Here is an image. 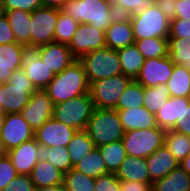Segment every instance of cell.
I'll list each match as a JSON object with an SVG mask.
<instances>
[{"instance_id": "obj_58", "label": "cell", "mask_w": 190, "mask_h": 191, "mask_svg": "<svg viewBox=\"0 0 190 191\" xmlns=\"http://www.w3.org/2000/svg\"><path fill=\"white\" fill-rule=\"evenodd\" d=\"M5 116H6V114L3 111H0V133H1L3 123H4Z\"/></svg>"}, {"instance_id": "obj_10", "label": "cell", "mask_w": 190, "mask_h": 191, "mask_svg": "<svg viewBox=\"0 0 190 191\" xmlns=\"http://www.w3.org/2000/svg\"><path fill=\"white\" fill-rule=\"evenodd\" d=\"M21 68L37 90H44L55 76L40 59V48L35 45H24Z\"/></svg>"}, {"instance_id": "obj_38", "label": "cell", "mask_w": 190, "mask_h": 191, "mask_svg": "<svg viewBox=\"0 0 190 191\" xmlns=\"http://www.w3.org/2000/svg\"><path fill=\"white\" fill-rule=\"evenodd\" d=\"M144 87L133 80L118 99L117 106L114 110H125L143 106Z\"/></svg>"}, {"instance_id": "obj_7", "label": "cell", "mask_w": 190, "mask_h": 191, "mask_svg": "<svg viewBox=\"0 0 190 191\" xmlns=\"http://www.w3.org/2000/svg\"><path fill=\"white\" fill-rule=\"evenodd\" d=\"M133 80L120 74L99 79L89 85V93L94 108L114 110L118 99Z\"/></svg>"}, {"instance_id": "obj_30", "label": "cell", "mask_w": 190, "mask_h": 191, "mask_svg": "<svg viewBox=\"0 0 190 191\" xmlns=\"http://www.w3.org/2000/svg\"><path fill=\"white\" fill-rule=\"evenodd\" d=\"M166 85L171 97L190 98V71L183 65L174 64L172 75Z\"/></svg>"}, {"instance_id": "obj_35", "label": "cell", "mask_w": 190, "mask_h": 191, "mask_svg": "<svg viewBox=\"0 0 190 191\" xmlns=\"http://www.w3.org/2000/svg\"><path fill=\"white\" fill-rule=\"evenodd\" d=\"M171 97L166 84H159L154 87H144V103L150 112L156 114L161 109L168 99Z\"/></svg>"}, {"instance_id": "obj_19", "label": "cell", "mask_w": 190, "mask_h": 191, "mask_svg": "<svg viewBox=\"0 0 190 191\" xmlns=\"http://www.w3.org/2000/svg\"><path fill=\"white\" fill-rule=\"evenodd\" d=\"M146 163L152 183L179 167V162L165 145L146 157Z\"/></svg>"}, {"instance_id": "obj_21", "label": "cell", "mask_w": 190, "mask_h": 191, "mask_svg": "<svg viewBox=\"0 0 190 191\" xmlns=\"http://www.w3.org/2000/svg\"><path fill=\"white\" fill-rule=\"evenodd\" d=\"M20 43L0 44V84L7 83L12 73L22 66V51Z\"/></svg>"}, {"instance_id": "obj_18", "label": "cell", "mask_w": 190, "mask_h": 191, "mask_svg": "<svg viewBox=\"0 0 190 191\" xmlns=\"http://www.w3.org/2000/svg\"><path fill=\"white\" fill-rule=\"evenodd\" d=\"M107 48L118 50L135 43L129 16H117L105 31Z\"/></svg>"}, {"instance_id": "obj_28", "label": "cell", "mask_w": 190, "mask_h": 191, "mask_svg": "<svg viewBox=\"0 0 190 191\" xmlns=\"http://www.w3.org/2000/svg\"><path fill=\"white\" fill-rule=\"evenodd\" d=\"M96 4L97 0H68L61 8V11L80 24H91Z\"/></svg>"}, {"instance_id": "obj_14", "label": "cell", "mask_w": 190, "mask_h": 191, "mask_svg": "<svg viewBox=\"0 0 190 191\" xmlns=\"http://www.w3.org/2000/svg\"><path fill=\"white\" fill-rule=\"evenodd\" d=\"M54 103L45 90L31 94L29 103L22 109L23 118L36 131L45 121L53 117Z\"/></svg>"}, {"instance_id": "obj_45", "label": "cell", "mask_w": 190, "mask_h": 191, "mask_svg": "<svg viewBox=\"0 0 190 191\" xmlns=\"http://www.w3.org/2000/svg\"><path fill=\"white\" fill-rule=\"evenodd\" d=\"M95 191H121L120 180L115 173H108L95 179Z\"/></svg>"}, {"instance_id": "obj_8", "label": "cell", "mask_w": 190, "mask_h": 191, "mask_svg": "<svg viewBox=\"0 0 190 191\" xmlns=\"http://www.w3.org/2000/svg\"><path fill=\"white\" fill-rule=\"evenodd\" d=\"M4 85L8 90L4 99L5 114L21 113L29 103L31 94L37 90L22 68L14 71Z\"/></svg>"}, {"instance_id": "obj_13", "label": "cell", "mask_w": 190, "mask_h": 191, "mask_svg": "<svg viewBox=\"0 0 190 191\" xmlns=\"http://www.w3.org/2000/svg\"><path fill=\"white\" fill-rule=\"evenodd\" d=\"M76 131V129L50 118L34 132V138L42 148L63 147L68 146Z\"/></svg>"}, {"instance_id": "obj_40", "label": "cell", "mask_w": 190, "mask_h": 191, "mask_svg": "<svg viewBox=\"0 0 190 191\" xmlns=\"http://www.w3.org/2000/svg\"><path fill=\"white\" fill-rule=\"evenodd\" d=\"M65 191H95V179L72 168L64 174Z\"/></svg>"}, {"instance_id": "obj_39", "label": "cell", "mask_w": 190, "mask_h": 191, "mask_svg": "<svg viewBox=\"0 0 190 191\" xmlns=\"http://www.w3.org/2000/svg\"><path fill=\"white\" fill-rule=\"evenodd\" d=\"M79 24L80 23L75 21L71 16L67 15L61 11V9H59L54 41L69 45L75 32L77 31Z\"/></svg>"}, {"instance_id": "obj_5", "label": "cell", "mask_w": 190, "mask_h": 191, "mask_svg": "<svg viewBox=\"0 0 190 191\" xmlns=\"http://www.w3.org/2000/svg\"><path fill=\"white\" fill-rule=\"evenodd\" d=\"M94 110L90 93L54 105L53 117L76 130H85Z\"/></svg>"}, {"instance_id": "obj_49", "label": "cell", "mask_w": 190, "mask_h": 191, "mask_svg": "<svg viewBox=\"0 0 190 191\" xmlns=\"http://www.w3.org/2000/svg\"><path fill=\"white\" fill-rule=\"evenodd\" d=\"M17 43L15 35L10 27L8 18L0 19V44Z\"/></svg>"}, {"instance_id": "obj_41", "label": "cell", "mask_w": 190, "mask_h": 191, "mask_svg": "<svg viewBox=\"0 0 190 191\" xmlns=\"http://www.w3.org/2000/svg\"><path fill=\"white\" fill-rule=\"evenodd\" d=\"M116 17L117 13L111 1L97 0V4L94 6L93 21L90 25L106 31Z\"/></svg>"}, {"instance_id": "obj_47", "label": "cell", "mask_w": 190, "mask_h": 191, "mask_svg": "<svg viewBox=\"0 0 190 191\" xmlns=\"http://www.w3.org/2000/svg\"><path fill=\"white\" fill-rule=\"evenodd\" d=\"M168 38H190V20L173 19L170 21Z\"/></svg>"}, {"instance_id": "obj_11", "label": "cell", "mask_w": 190, "mask_h": 191, "mask_svg": "<svg viewBox=\"0 0 190 191\" xmlns=\"http://www.w3.org/2000/svg\"><path fill=\"white\" fill-rule=\"evenodd\" d=\"M34 130L21 113H8L0 133V142L6 152L34 138Z\"/></svg>"}, {"instance_id": "obj_20", "label": "cell", "mask_w": 190, "mask_h": 191, "mask_svg": "<svg viewBox=\"0 0 190 191\" xmlns=\"http://www.w3.org/2000/svg\"><path fill=\"white\" fill-rule=\"evenodd\" d=\"M117 113L125 132L158 127L155 114L144 106L117 110Z\"/></svg>"}, {"instance_id": "obj_50", "label": "cell", "mask_w": 190, "mask_h": 191, "mask_svg": "<svg viewBox=\"0 0 190 191\" xmlns=\"http://www.w3.org/2000/svg\"><path fill=\"white\" fill-rule=\"evenodd\" d=\"M176 1L177 0H154V3L171 21L176 18Z\"/></svg>"}, {"instance_id": "obj_42", "label": "cell", "mask_w": 190, "mask_h": 191, "mask_svg": "<svg viewBox=\"0 0 190 191\" xmlns=\"http://www.w3.org/2000/svg\"><path fill=\"white\" fill-rule=\"evenodd\" d=\"M117 16H130L141 10H147L154 0H112Z\"/></svg>"}, {"instance_id": "obj_22", "label": "cell", "mask_w": 190, "mask_h": 191, "mask_svg": "<svg viewBox=\"0 0 190 191\" xmlns=\"http://www.w3.org/2000/svg\"><path fill=\"white\" fill-rule=\"evenodd\" d=\"M115 174L120 181H136L152 184L147 170L146 158L126 156Z\"/></svg>"}, {"instance_id": "obj_2", "label": "cell", "mask_w": 190, "mask_h": 191, "mask_svg": "<svg viewBox=\"0 0 190 191\" xmlns=\"http://www.w3.org/2000/svg\"><path fill=\"white\" fill-rule=\"evenodd\" d=\"M85 131L95 147L122 140L124 129L117 110L94 108Z\"/></svg>"}, {"instance_id": "obj_33", "label": "cell", "mask_w": 190, "mask_h": 191, "mask_svg": "<svg viewBox=\"0 0 190 191\" xmlns=\"http://www.w3.org/2000/svg\"><path fill=\"white\" fill-rule=\"evenodd\" d=\"M110 173H116L125 159L126 150L122 140L97 147Z\"/></svg>"}, {"instance_id": "obj_29", "label": "cell", "mask_w": 190, "mask_h": 191, "mask_svg": "<svg viewBox=\"0 0 190 191\" xmlns=\"http://www.w3.org/2000/svg\"><path fill=\"white\" fill-rule=\"evenodd\" d=\"M74 169L93 179L110 173L107 170L104 159L97 147H95L91 153H88L83 159L77 162L74 165Z\"/></svg>"}, {"instance_id": "obj_59", "label": "cell", "mask_w": 190, "mask_h": 191, "mask_svg": "<svg viewBox=\"0 0 190 191\" xmlns=\"http://www.w3.org/2000/svg\"><path fill=\"white\" fill-rule=\"evenodd\" d=\"M7 154L5 151L3 144L0 142V158L4 157Z\"/></svg>"}, {"instance_id": "obj_37", "label": "cell", "mask_w": 190, "mask_h": 191, "mask_svg": "<svg viewBox=\"0 0 190 191\" xmlns=\"http://www.w3.org/2000/svg\"><path fill=\"white\" fill-rule=\"evenodd\" d=\"M169 56L173 64L190 71V38H168Z\"/></svg>"}, {"instance_id": "obj_26", "label": "cell", "mask_w": 190, "mask_h": 191, "mask_svg": "<svg viewBox=\"0 0 190 191\" xmlns=\"http://www.w3.org/2000/svg\"><path fill=\"white\" fill-rule=\"evenodd\" d=\"M151 191H190V175L180 166L151 184Z\"/></svg>"}, {"instance_id": "obj_34", "label": "cell", "mask_w": 190, "mask_h": 191, "mask_svg": "<svg viewBox=\"0 0 190 191\" xmlns=\"http://www.w3.org/2000/svg\"><path fill=\"white\" fill-rule=\"evenodd\" d=\"M164 145L179 163L190 154V137L172 130L165 131Z\"/></svg>"}, {"instance_id": "obj_16", "label": "cell", "mask_w": 190, "mask_h": 191, "mask_svg": "<svg viewBox=\"0 0 190 191\" xmlns=\"http://www.w3.org/2000/svg\"><path fill=\"white\" fill-rule=\"evenodd\" d=\"M7 155L18 174L29 175L42 158V147L33 138L11 149L7 152Z\"/></svg>"}, {"instance_id": "obj_4", "label": "cell", "mask_w": 190, "mask_h": 191, "mask_svg": "<svg viewBox=\"0 0 190 191\" xmlns=\"http://www.w3.org/2000/svg\"><path fill=\"white\" fill-rule=\"evenodd\" d=\"M129 17L135 40L169 37L170 20L155 3L147 10H141Z\"/></svg>"}, {"instance_id": "obj_23", "label": "cell", "mask_w": 190, "mask_h": 191, "mask_svg": "<svg viewBox=\"0 0 190 191\" xmlns=\"http://www.w3.org/2000/svg\"><path fill=\"white\" fill-rule=\"evenodd\" d=\"M29 176L36 188L63 185L64 174L44 158L37 162Z\"/></svg>"}, {"instance_id": "obj_55", "label": "cell", "mask_w": 190, "mask_h": 191, "mask_svg": "<svg viewBox=\"0 0 190 191\" xmlns=\"http://www.w3.org/2000/svg\"><path fill=\"white\" fill-rule=\"evenodd\" d=\"M36 191H65V189L63 185H53L37 188Z\"/></svg>"}, {"instance_id": "obj_15", "label": "cell", "mask_w": 190, "mask_h": 191, "mask_svg": "<svg viewBox=\"0 0 190 191\" xmlns=\"http://www.w3.org/2000/svg\"><path fill=\"white\" fill-rule=\"evenodd\" d=\"M174 64L170 56L146 59L141 67L136 82L143 87H154L166 84L172 75Z\"/></svg>"}, {"instance_id": "obj_54", "label": "cell", "mask_w": 190, "mask_h": 191, "mask_svg": "<svg viewBox=\"0 0 190 191\" xmlns=\"http://www.w3.org/2000/svg\"><path fill=\"white\" fill-rule=\"evenodd\" d=\"M8 93L4 84H0V111L4 112V99Z\"/></svg>"}, {"instance_id": "obj_12", "label": "cell", "mask_w": 190, "mask_h": 191, "mask_svg": "<svg viewBox=\"0 0 190 191\" xmlns=\"http://www.w3.org/2000/svg\"><path fill=\"white\" fill-rule=\"evenodd\" d=\"M105 47V31L90 24H79L68 45L69 50L77 60L89 52Z\"/></svg>"}, {"instance_id": "obj_56", "label": "cell", "mask_w": 190, "mask_h": 191, "mask_svg": "<svg viewBox=\"0 0 190 191\" xmlns=\"http://www.w3.org/2000/svg\"><path fill=\"white\" fill-rule=\"evenodd\" d=\"M179 166L190 175V154L179 163Z\"/></svg>"}, {"instance_id": "obj_31", "label": "cell", "mask_w": 190, "mask_h": 191, "mask_svg": "<svg viewBox=\"0 0 190 191\" xmlns=\"http://www.w3.org/2000/svg\"><path fill=\"white\" fill-rule=\"evenodd\" d=\"M139 52L144 59L164 58L169 55L168 38H145L135 40Z\"/></svg>"}, {"instance_id": "obj_48", "label": "cell", "mask_w": 190, "mask_h": 191, "mask_svg": "<svg viewBox=\"0 0 190 191\" xmlns=\"http://www.w3.org/2000/svg\"><path fill=\"white\" fill-rule=\"evenodd\" d=\"M34 183L29 175L17 174L3 191H36Z\"/></svg>"}, {"instance_id": "obj_24", "label": "cell", "mask_w": 190, "mask_h": 191, "mask_svg": "<svg viewBox=\"0 0 190 191\" xmlns=\"http://www.w3.org/2000/svg\"><path fill=\"white\" fill-rule=\"evenodd\" d=\"M17 43L31 45V13L23 10L6 11Z\"/></svg>"}, {"instance_id": "obj_27", "label": "cell", "mask_w": 190, "mask_h": 191, "mask_svg": "<svg viewBox=\"0 0 190 191\" xmlns=\"http://www.w3.org/2000/svg\"><path fill=\"white\" fill-rule=\"evenodd\" d=\"M183 112V98L170 97L166 104L155 114L157 125L164 130H171Z\"/></svg>"}, {"instance_id": "obj_25", "label": "cell", "mask_w": 190, "mask_h": 191, "mask_svg": "<svg viewBox=\"0 0 190 191\" xmlns=\"http://www.w3.org/2000/svg\"><path fill=\"white\" fill-rule=\"evenodd\" d=\"M120 59L122 74L132 80H136L141 67L144 64V57L134 44L117 50Z\"/></svg>"}, {"instance_id": "obj_46", "label": "cell", "mask_w": 190, "mask_h": 191, "mask_svg": "<svg viewBox=\"0 0 190 191\" xmlns=\"http://www.w3.org/2000/svg\"><path fill=\"white\" fill-rule=\"evenodd\" d=\"M5 11L23 10L32 13L35 9L43 6L41 0H2Z\"/></svg>"}, {"instance_id": "obj_6", "label": "cell", "mask_w": 190, "mask_h": 191, "mask_svg": "<svg viewBox=\"0 0 190 191\" xmlns=\"http://www.w3.org/2000/svg\"><path fill=\"white\" fill-rule=\"evenodd\" d=\"M164 129L158 127L136 129L124 133L122 142L126 155L146 158L164 145Z\"/></svg>"}, {"instance_id": "obj_43", "label": "cell", "mask_w": 190, "mask_h": 191, "mask_svg": "<svg viewBox=\"0 0 190 191\" xmlns=\"http://www.w3.org/2000/svg\"><path fill=\"white\" fill-rule=\"evenodd\" d=\"M171 130L190 137V98L183 97V112Z\"/></svg>"}, {"instance_id": "obj_17", "label": "cell", "mask_w": 190, "mask_h": 191, "mask_svg": "<svg viewBox=\"0 0 190 191\" xmlns=\"http://www.w3.org/2000/svg\"><path fill=\"white\" fill-rule=\"evenodd\" d=\"M39 48L40 59L55 75L62 72L77 60L66 44L53 41L48 44L40 45Z\"/></svg>"}, {"instance_id": "obj_1", "label": "cell", "mask_w": 190, "mask_h": 191, "mask_svg": "<svg viewBox=\"0 0 190 191\" xmlns=\"http://www.w3.org/2000/svg\"><path fill=\"white\" fill-rule=\"evenodd\" d=\"M44 90L54 105L89 93V83L83 64L75 60L62 72L56 74Z\"/></svg>"}, {"instance_id": "obj_51", "label": "cell", "mask_w": 190, "mask_h": 191, "mask_svg": "<svg viewBox=\"0 0 190 191\" xmlns=\"http://www.w3.org/2000/svg\"><path fill=\"white\" fill-rule=\"evenodd\" d=\"M121 191H151L149 183L136 181H120Z\"/></svg>"}, {"instance_id": "obj_44", "label": "cell", "mask_w": 190, "mask_h": 191, "mask_svg": "<svg viewBox=\"0 0 190 191\" xmlns=\"http://www.w3.org/2000/svg\"><path fill=\"white\" fill-rule=\"evenodd\" d=\"M17 174L18 173L7 154L0 158V191H3Z\"/></svg>"}, {"instance_id": "obj_36", "label": "cell", "mask_w": 190, "mask_h": 191, "mask_svg": "<svg viewBox=\"0 0 190 191\" xmlns=\"http://www.w3.org/2000/svg\"><path fill=\"white\" fill-rule=\"evenodd\" d=\"M42 158L50 162L63 174L74 168L67 146H52L42 148Z\"/></svg>"}, {"instance_id": "obj_57", "label": "cell", "mask_w": 190, "mask_h": 191, "mask_svg": "<svg viewBox=\"0 0 190 191\" xmlns=\"http://www.w3.org/2000/svg\"><path fill=\"white\" fill-rule=\"evenodd\" d=\"M5 16H6V11L4 8V4H3V1L0 0V19H2Z\"/></svg>"}, {"instance_id": "obj_9", "label": "cell", "mask_w": 190, "mask_h": 191, "mask_svg": "<svg viewBox=\"0 0 190 191\" xmlns=\"http://www.w3.org/2000/svg\"><path fill=\"white\" fill-rule=\"evenodd\" d=\"M59 9L41 6L31 13V45L40 46L54 41Z\"/></svg>"}, {"instance_id": "obj_3", "label": "cell", "mask_w": 190, "mask_h": 191, "mask_svg": "<svg viewBox=\"0 0 190 191\" xmlns=\"http://www.w3.org/2000/svg\"><path fill=\"white\" fill-rule=\"evenodd\" d=\"M79 61L83 64L89 85L99 79L122 74L117 50L102 48L83 55Z\"/></svg>"}, {"instance_id": "obj_32", "label": "cell", "mask_w": 190, "mask_h": 191, "mask_svg": "<svg viewBox=\"0 0 190 191\" xmlns=\"http://www.w3.org/2000/svg\"><path fill=\"white\" fill-rule=\"evenodd\" d=\"M67 147L74 166L88 153H91L95 145L85 130H77Z\"/></svg>"}, {"instance_id": "obj_52", "label": "cell", "mask_w": 190, "mask_h": 191, "mask_svg": "<svg viewBox=\"0 0 190 191\" xmlns=\"http://www.w3.org/2000/svg\"><path fill=\"white\" fill-rule=\"evenodd\" d=\"M175 7V19L190 20V0H177Z\"/></svg>"}, {"instance_id": "obj_53", "label": "cell", "mask_w": 190, "mask_h": 191, "mask_svg": "<svg viewBox=\"0 0 190 191\" xmlns=\"http://www.w3.org/2000/svg\"><path fill=\"white\" fill-rule=\"evenodd\" d=\"M43 6L61 9L68 0H41Z\"/></svg>"}]
</instances>
